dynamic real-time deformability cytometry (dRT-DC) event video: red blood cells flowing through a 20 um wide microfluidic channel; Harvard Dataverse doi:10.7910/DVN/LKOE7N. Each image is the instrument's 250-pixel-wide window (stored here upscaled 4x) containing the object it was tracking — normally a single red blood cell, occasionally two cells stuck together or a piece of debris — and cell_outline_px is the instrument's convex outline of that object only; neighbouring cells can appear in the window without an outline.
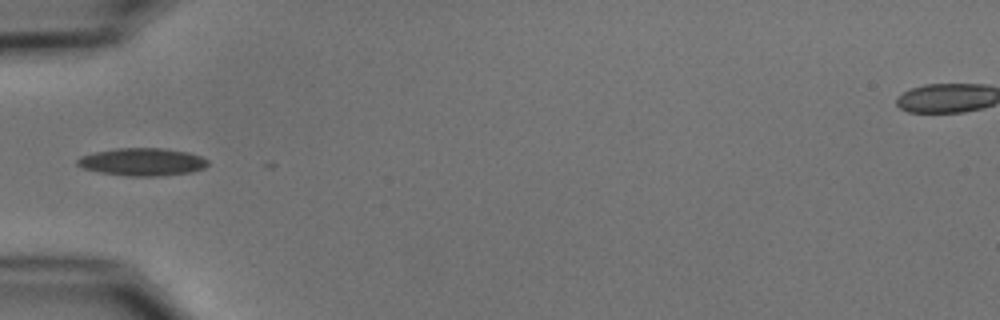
{"species": "common noctule bat (a hibernating species)", "species_latin": "Nyctalus noctula", "temperature_condition": "cold", "stored_images_in_passage": 7, "camera_frame_rate_fps": 3000, "um_per_image_px": 0.085, "animal": {"sex": "male", "body_mass_g": 15.6}, "frame": {"image": 1, "passage_image": 1, "time_ms": 0.0, "image_size_px": [1000, 320], "cell_outline_px": [[208, 164], [204, 168], [192, 172], [156, 176], [124, 176], [100, 172], [84, 168], [76, 164], [76, 160], [80, 156], [96, 152], [116, 148], [164, 148], [188, 152], [200, 156], [208, 160]], "centroid_in_image_um": [12.1, 13.76], "position_along_channel_um": 72.9, "area_um2": 21.04}}